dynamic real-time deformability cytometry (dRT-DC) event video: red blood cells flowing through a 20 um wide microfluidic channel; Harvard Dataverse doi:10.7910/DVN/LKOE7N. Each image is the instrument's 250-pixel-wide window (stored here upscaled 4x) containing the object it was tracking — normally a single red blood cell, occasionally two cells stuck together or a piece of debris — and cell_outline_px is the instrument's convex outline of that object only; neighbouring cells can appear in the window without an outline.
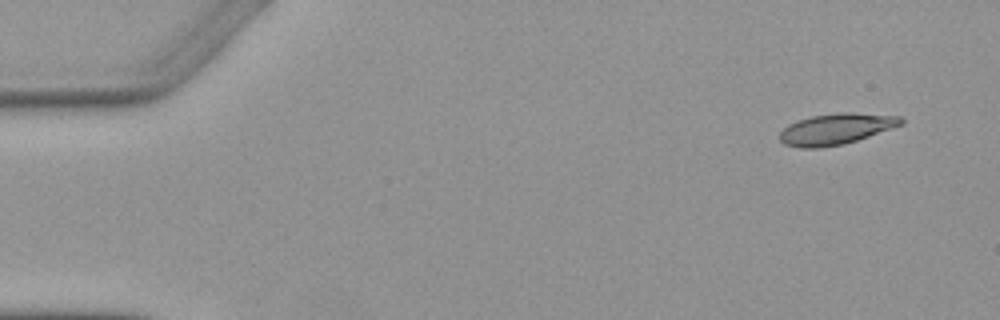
{"species": "Egyptian fruit bat (a non-hibernating species)", "species_latin": "Rousettus aegyptiacus", "temperature_condition": "warm", "stored_images_in_passage": 5, "camera_frame_rate_fps": 3000, "um_per_image_px": 0.085, "animal": {"sex": "female"}, "frame": {"image": 1, "passage_image": 1, "time_ms": 0.0, "image_size_px": [1000, 320], "cell_outline_px": [[904, 124], [844, 144], [820, 148], [800, 148], [784, 144], [780, 140], [780, 132], [788, 124], [812, 116], [840, 112], [852, 112], [900, 116], [904, 120]], "centroid_in_image_um": [71.07, 10.96], "position_along_channel_um": 13.9, "area_um2": 21.85}}
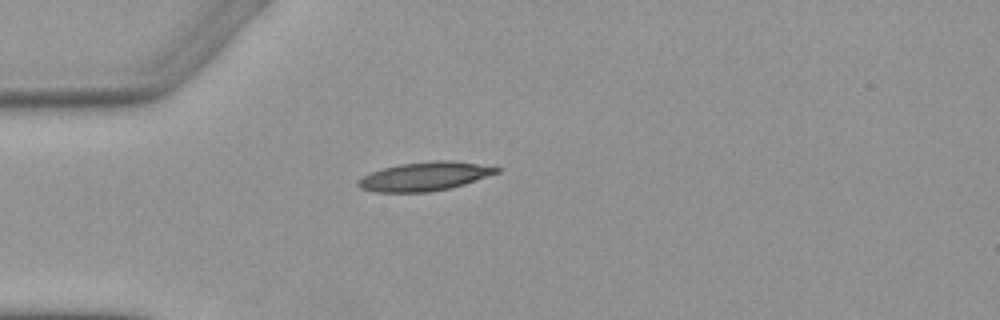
{"frame": {"image": 2, "passage_image": 4, "time_ms": 3.667, "image_size_px": [1000, 320], "cell_outline_px": [[500, 172], [464, 184], [448, 188], [428, 192], [376, 192], [360, 188], [356, 184], [356, 180], [372, 172], [384, 168], [400, 164], [432, 160], [452, 160], [500, 168]], "centroid_in_image_um": [36.07, 14.99], "position_along_channel_um": 48.9, "area_um2": 23.0}}